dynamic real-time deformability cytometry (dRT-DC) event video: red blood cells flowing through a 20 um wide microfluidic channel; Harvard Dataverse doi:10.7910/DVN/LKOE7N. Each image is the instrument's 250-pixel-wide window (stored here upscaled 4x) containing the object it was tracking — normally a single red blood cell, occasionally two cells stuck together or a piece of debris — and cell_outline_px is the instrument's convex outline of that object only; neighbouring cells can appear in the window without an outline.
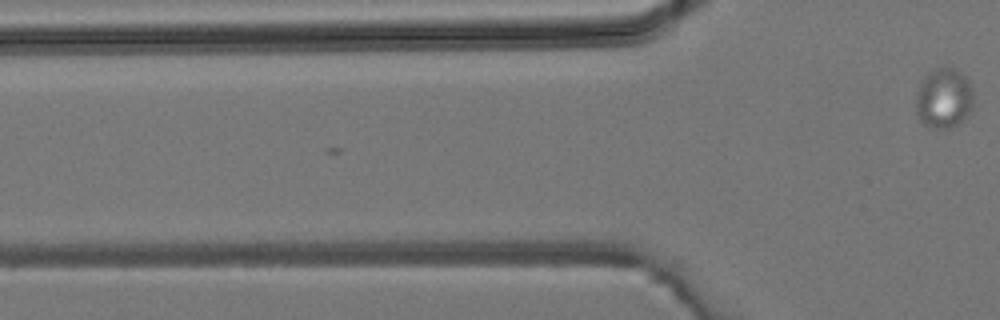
{"species": "common noctule bat (a hibernating species)", "species_latin": "Nyctalus noctula", "temperature_condition": "room temperature", "stored_images_in_passage": 2, "camera_frame_rate_fps": 3000, "um_per_image_px": 0.085, "animal": {"sex": "male", "body_mass_g": 19.2, "forearm_length_mm": 51.8}, "frame": {"image": 1, "passage_image": 2, "time_ms": 0.333, "image_size_px": [1000, 320], "cell_outline_px": [[972, 108], [956, 124], [948, 128], [932, 128], [924, 124], [920, 120], [916, 112], [916, 92], [920, 80], [928, 72], [936, 68], [956, 68], [968, 80], [972, 88]], "centroid_in_image_um": [80.18, 8.32], "position_along_channel_um": 45.6, "area_um2": 20.06}}